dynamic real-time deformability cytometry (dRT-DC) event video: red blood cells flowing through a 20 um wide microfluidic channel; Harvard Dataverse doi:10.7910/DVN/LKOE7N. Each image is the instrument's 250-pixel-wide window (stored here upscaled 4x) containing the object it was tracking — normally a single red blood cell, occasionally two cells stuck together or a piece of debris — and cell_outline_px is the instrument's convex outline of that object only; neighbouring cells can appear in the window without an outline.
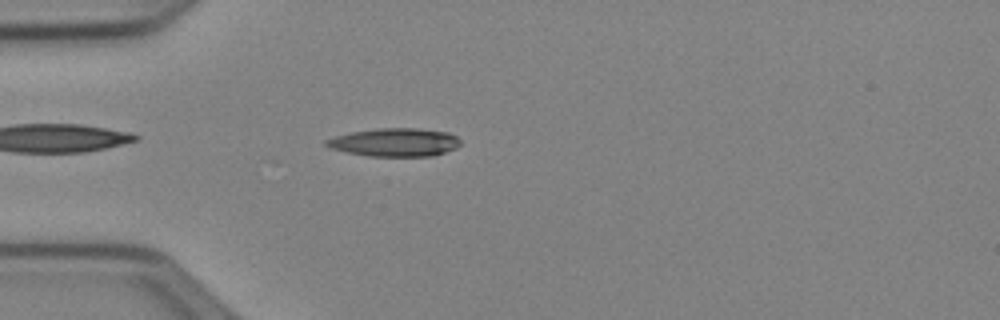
{"species": "Egyptian fruit bat (a non-hibernating species)", "species_latin": "Rousettus aegyptiacus", "temperature_condition": "cold", "stored_images_in_passage": 40, "camera_frame_rate_fps": 3000, "um_per_image_px": 0.085, "animal": {"sex": "female"}, "frame": {"image": 1, "passage_image": 3, "time_ms": 0.667, "image_size_px": [1000, 320], "cell_outline_px": [[460, 144], [456, 148], [432, 156], [368, 156], [348, 152], [332, 148], [324, 144], [324, 140], [336, 136], [352, 132], [376, 128], [416, 128], [448, 132], [456, 136], [460, 140]], "centroid_in_image_um": [33.57, 12.09], "position_along_channel_um": 51.4, "area_um2": 21.96}}
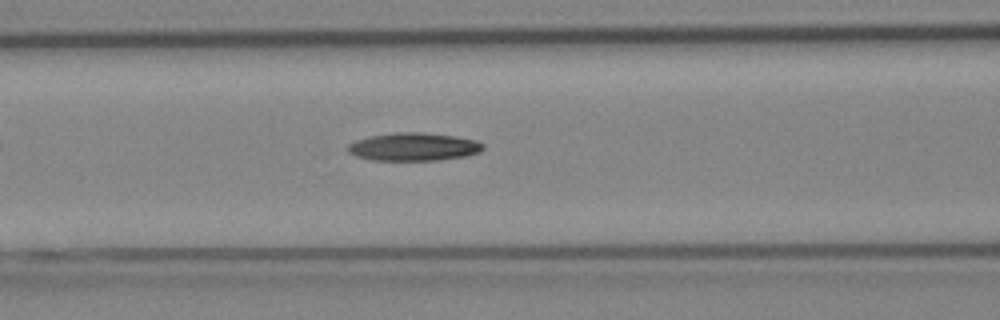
{"frame": {"image": 2, "passage_image": 10, "time_ms": 3.0, "image_size_px": [1000, 320], "cell_outline_px": [[484, 148], [480, 152], [468, 156], [436, 160], [372, 160], [356, 156], [348, 152], [348, 144], [356, 140], [368, 136], [392, 132], [420, 132], [456, 136], [476, 140], [484, 144]], "centroid_in_image_um": [35.17, 12.47], "position_along_channel_um": 131.4, "area_um2": 22.25}}
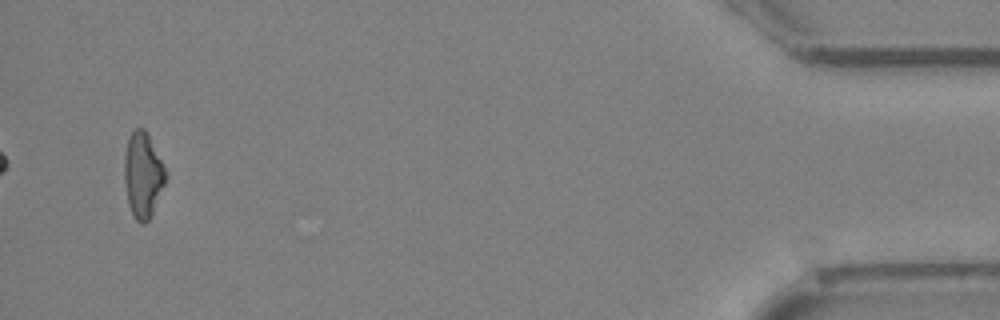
{"frame": {"image": 3, "passage_image": 38, "time_ms": 12.333, "image_size_px": [1000, 320], "cell_outline_px": [[164, 184], [152, 212], [148, 220], [144, 224], [140, 224], [132, 216], [128, 204], [124, 180], [124, 156], [128, 140], [132, 132], [136, 128], [144, 128], [164, 168]], "centroid_in_image_um": [12.09, 14.92], "position_along_channel_um": 423.1, "area_um2": 19.88}, "authors_computed_cell_mechanics": {"area_um2": 21.3282, "velocity_mm_per_s": 3.9702, "shape_relaxation_time_tau1_ms": 10.9603, "shape_relaxation_time_tau2_ms": null, "deformation_change_tau1": 0.2401, "deformation_change_tau2": null}}